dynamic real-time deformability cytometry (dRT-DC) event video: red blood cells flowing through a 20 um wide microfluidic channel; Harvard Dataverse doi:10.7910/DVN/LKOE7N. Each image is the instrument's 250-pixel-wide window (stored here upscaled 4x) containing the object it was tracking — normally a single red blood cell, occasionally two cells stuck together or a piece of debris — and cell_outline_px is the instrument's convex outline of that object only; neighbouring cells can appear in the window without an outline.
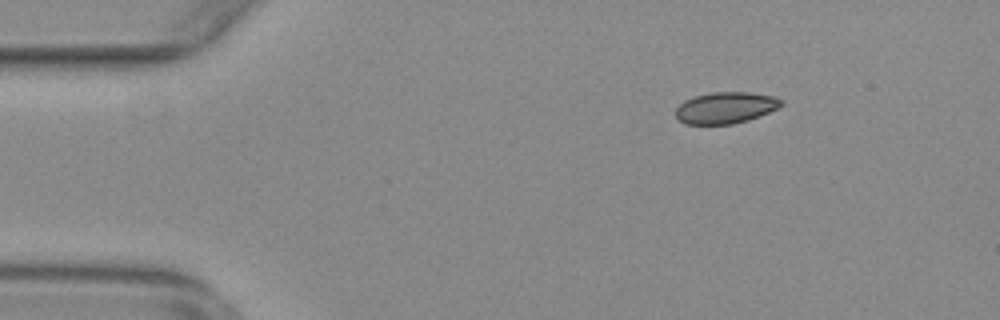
{"species": "common noctule bat (a hibernating species)", "species_latin": "Nyctalus noctula", "temperature_condition": "warm", "stored_images_in_passage": 48, "camera_frame_rate_fps": 3000, "um_per_image_px": 0.085, "animal": {"sex": "female", "body_mass_g": 29.2, "forearm_length_mm": 56.3}, "frame": {"image": 1, "passage_image": 1, "time_ms": 0.0, "image_size_px": [1000, 320], "cell_outline_px": [[784, 104], [768, 112], [748, 120], [732, 124], [684, 124], [676, 116], [676, 108], [684, 100], [692, 96], [712, 92], [748, 92], [772, 96], [784, 100]], "centroid_in_image_um": [61.65, 9.15], "position_along_channel_um": 23.3, "area_um2": 19.31}}
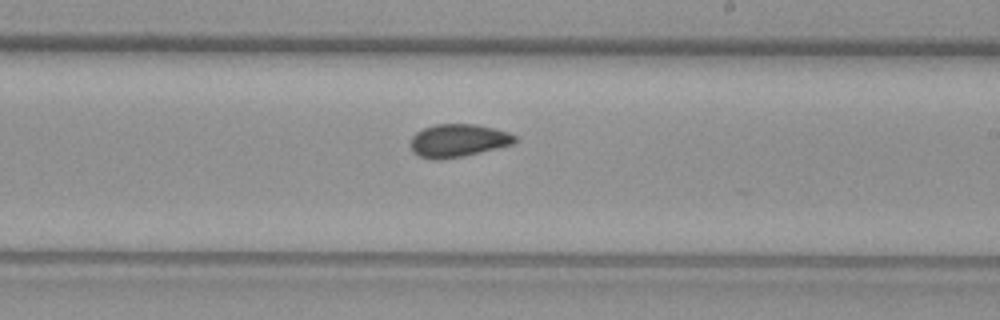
{"frame": {"image": 2, "passage_image": 25, "time_ms": 8.0, "image_size_px": [1000, 320], "cell_outline_px": [[516, 140], [512, 144], [464, 156], [440, 160], [432, 160], [420, 156], [412, 152], [408, 144], [412, 136], [416, 132], [424, 128], [436, 124], [476, 124], [508, 132], [516, 136]], "centroid_in_image_um": [38.87, 11.95], "position_along_channel_um": 250.1, "area_um2": 20.11}}
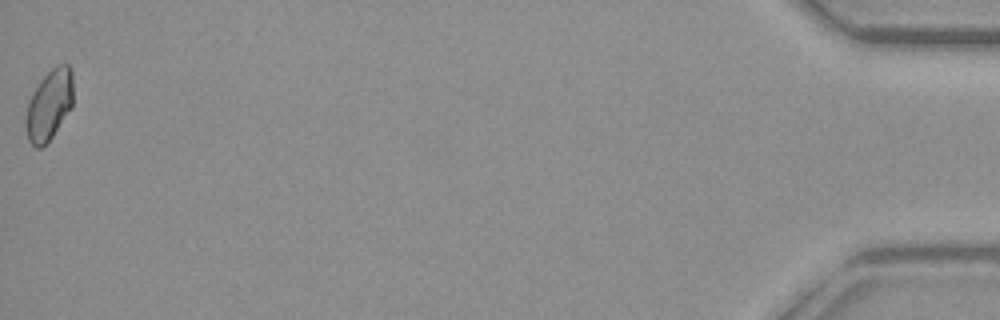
{"frame": {"image": 3, "passage_image": 48, "time_ms": 15.667, "image_size_px": [1000, 320], "cell_outline_px": [[72, 108], [52, 136], [40, 148], [36, 148], [28, 140], [24, 124], [24, 120], [28, 100], [32, 92], [40, 80], [56, 64], [68, 64], [72, 68]], "centroid_in_image_um": [4.16, 8.9], "position_along_channel_um": 431.0, "area_um2": 19.65}, "authors_computed_cell_mechanics": {"area_um2": 19.8254, "velocity_mm_per_s": 3.7481, "shape_relaxation_time_tau1_ms": null, "shape_relaxation_time_tau2_ms": 0.8706, "deformation_change_tau1": null, "deformation_change_tau2": 0.0345}}